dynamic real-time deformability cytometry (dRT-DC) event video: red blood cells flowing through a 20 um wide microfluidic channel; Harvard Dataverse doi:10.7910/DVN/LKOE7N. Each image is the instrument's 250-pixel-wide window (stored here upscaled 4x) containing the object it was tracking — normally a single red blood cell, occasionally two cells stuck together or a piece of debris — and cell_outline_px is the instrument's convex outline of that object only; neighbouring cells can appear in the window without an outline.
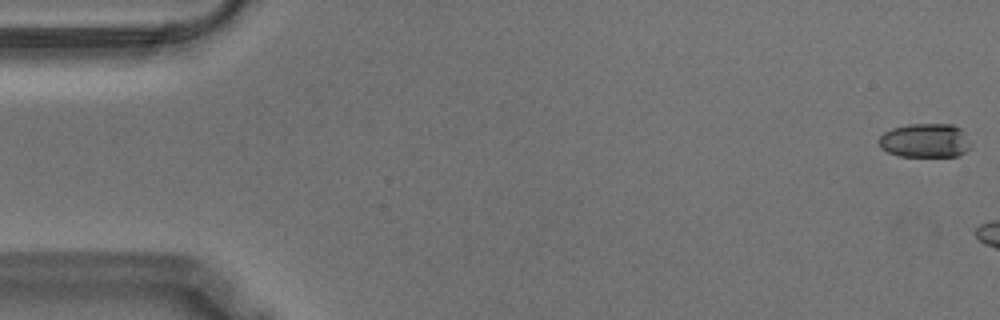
{"species": "Egyptian fruit bat (a non-hibernating species)", "species_latin": "Rousettus aegyptiacus", "temperature_condition": "warm", "stored_images_in_passage": 6, "camera_frame_rate_fps": 3000, "um_per_image_px": 0.085, "animal": {"sex": "male"}, "frame": {"image": 1, "passage_image": 1, "time_ms": 0.0, "image_size_px": [1000, 320], "cell_outline_px": [[972, 148], [956, 156], [900, 156], [888, 152], [880, 148], [876, 140], [884, 132], [892, 128], [908, 124], [952, 124], [960, 128], [964, 132]], "centroid_in_image_um": [78.6, 11.94], "position_along_channel_um": 6.4, "area_um2": 18.38}}